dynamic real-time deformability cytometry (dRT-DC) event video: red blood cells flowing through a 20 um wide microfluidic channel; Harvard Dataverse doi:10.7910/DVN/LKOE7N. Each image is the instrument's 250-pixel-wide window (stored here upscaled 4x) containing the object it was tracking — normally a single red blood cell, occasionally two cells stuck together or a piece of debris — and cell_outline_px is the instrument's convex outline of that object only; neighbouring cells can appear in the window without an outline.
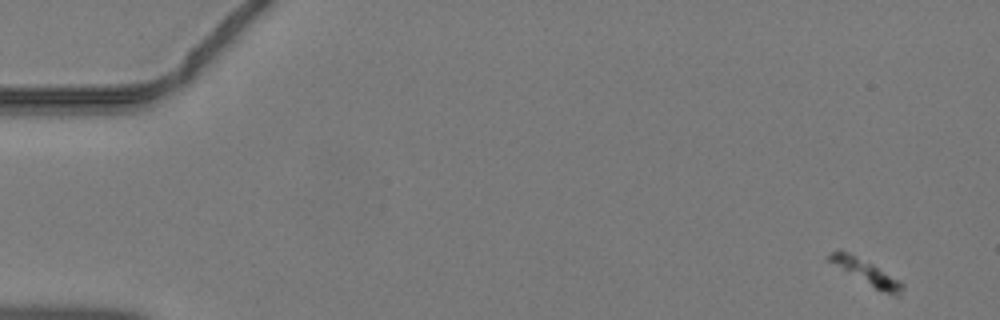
{"species": "common noctule bat (a hibernating species)", "species_latin": "Nyctalus noctula", "temperature_condition": "warm", "stored_images_in_passage": 16, "camera_frame_rate_fps": 3000, "um_per_image_px": 0.085, "animal": {"sex": "male", "body_mass_g": 19.2, "forearm_length_mm": 51.8}, "frame": {"image": 1, "passage_image": 1, "time_ms": 0.0, "image_size_px": [1000, 320], "cell_outline_px": [[904, 284], [900, 296], [896, 296], [884, 292], [876, 288], [828, 260], [824, 256], [840, 248], [872, 264], [900, 280]], "centroid_in_image_um": [73.65, 23.11], "position_along_channel_um": 11.4, "area_um2": 10.17}}
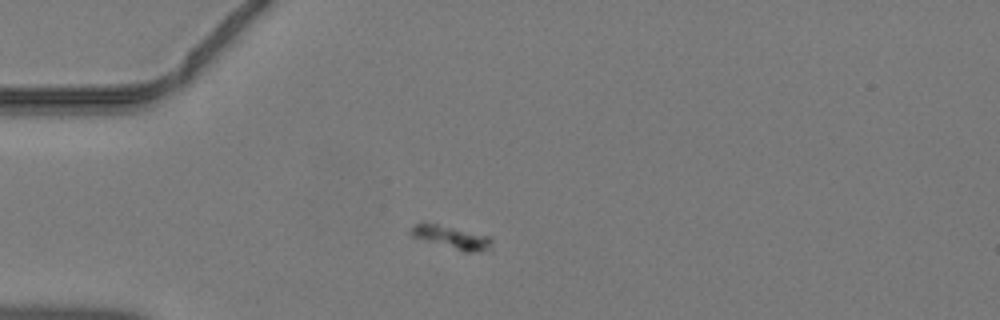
{"frame": {"image": 2, "passage_image": 12, "time_ms": 3.667, "image_size_px": [1000, 320], "cell_outline_px": [[492, 252], [464, 252], [412, 236], [408, 232], [416, 224], [436, 224], [488, 236], [492, 240]], "centroid_in_image_um": [38.49, 20.22], "position_along_channel_um": 46.5, "area_um2": 10.58}}